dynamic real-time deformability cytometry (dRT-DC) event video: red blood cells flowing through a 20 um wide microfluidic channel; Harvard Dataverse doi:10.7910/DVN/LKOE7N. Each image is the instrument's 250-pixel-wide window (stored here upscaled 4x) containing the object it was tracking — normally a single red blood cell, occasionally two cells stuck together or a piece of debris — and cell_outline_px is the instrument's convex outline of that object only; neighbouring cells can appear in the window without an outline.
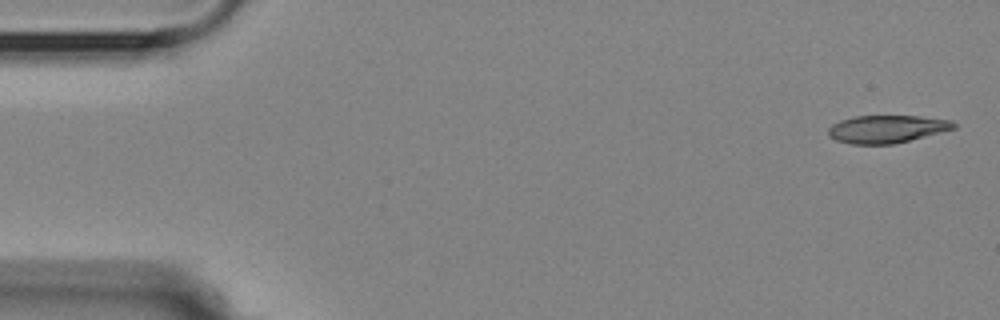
{"species": "Egyptian fruit bat (a non-hibernating species)", "species_latin": "Rousettus aegyptiacus", "temperature_condition": "room temperature", "stored_images_in_passage": 4, "camera_frame_rate_fps": 3000, "um_per_image_px": 0.085, "animal": {"sex": "female"}, "frame": {"image": 1, "passage_image": 1, "time_ms": 0.0, "image_size_px": [1000, 320], "cell_outline_px": [[956, 128], [892, 144], [852, 144], [836, 140], [828, 132], [828, 128], [832, 124], [840, 120], [856, 116], [920, 116], [952, 120], [956, 124]], "centroid_in_image_um": [75.38, 10.95], "position_along_channel_um": 9.6, "area_um2": 20.0}}
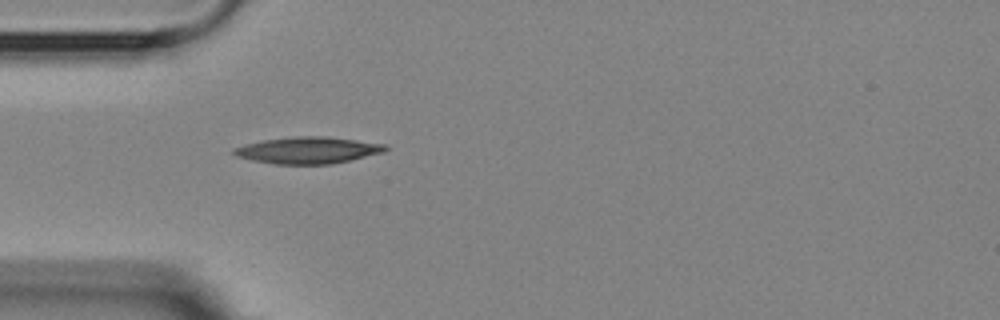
{"frame": {"image": 2, "passage_image": 4, "time_ms": 4.667, "image_size_px": [1000, 320], "cell_outline_px": [[388, 148], [384, 152], [332, 164], [276, 164], [252, 160], [236, 156], [232, 152], [232, 148], [244, 144], [264, 140], [296, 136], [328, 136], [384, 144]], "centroid_in_image_um": [26.15, 12.76], "position_along_channel_um": 58.9, "area_um2": 23.47}}